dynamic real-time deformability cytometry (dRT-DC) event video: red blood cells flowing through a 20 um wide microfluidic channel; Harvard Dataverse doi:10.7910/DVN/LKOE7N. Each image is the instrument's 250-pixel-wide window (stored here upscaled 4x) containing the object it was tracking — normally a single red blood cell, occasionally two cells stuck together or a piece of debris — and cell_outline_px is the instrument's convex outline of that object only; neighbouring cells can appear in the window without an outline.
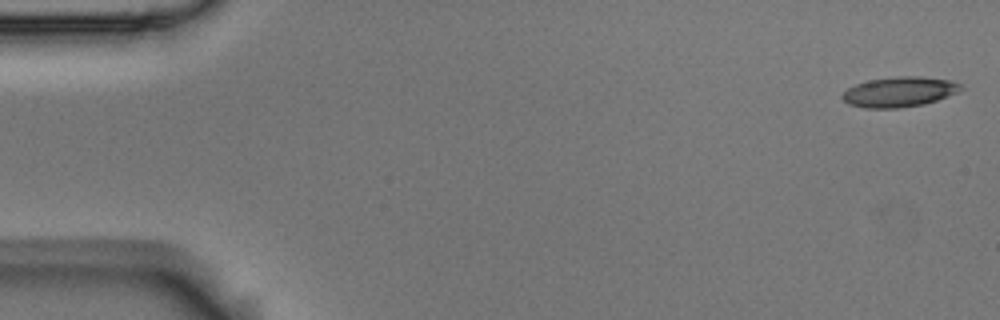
{"species": "Egyptian fruit bat (a non-hibernating species)", "species_latin": "Rousettus aegyptiacus", "temperature_condition": "room temperature", "stored_images_in_passage": 5, "camera_frame_rate_fps": 3000, "um_per_image_px": 0.085, "animal": {"sex": "male"}, "frame": {"image": 1, "passage_image": 1, "time_ms": 0.0, "image_size_px": [1000, 320], "cell_outline_px": [[964, 88], [956, 92], [936, 100], [924, 104], [900, 108], [864, 108], [848, 104], [840, 96], [848, 88], [856, 84], [868, 80], [896, 76], [920, 76], [952, 80], [960, 84]], "centroid_in_image_um": [76.42, 7.8], "position_along_channel_um": 8.6, "area_um2": 20.81}}
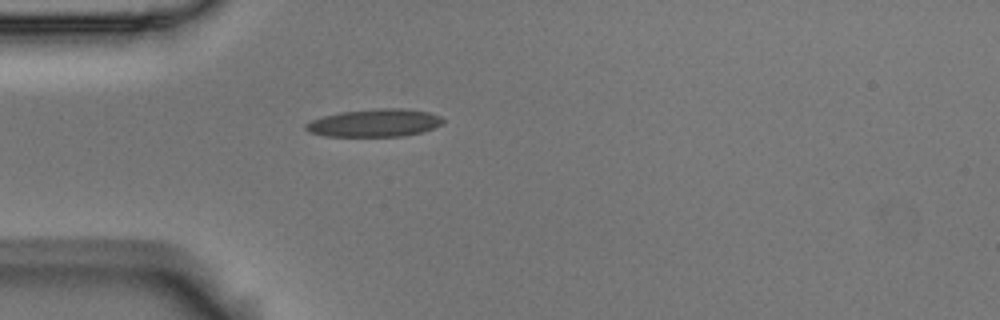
{"frame": {"image": 2, "passage_image": 5, "time_ms": 1.333, "image_size_px": [1000, 320], "cell_outline_px": [[444, 120], [440, 124], [432, 128], [420, 132], [404, 136], [324, 136], [308, 132], [304, 128], [304, 124], [312, 120], [324, 116], [340, 112], [380, 108], [404, 108], [428, 112], [440, 116]], "centroid_in_image_um": [31.8, 10.45], "position_along_channel_um": 53.2, "area_um2": 22.08}}